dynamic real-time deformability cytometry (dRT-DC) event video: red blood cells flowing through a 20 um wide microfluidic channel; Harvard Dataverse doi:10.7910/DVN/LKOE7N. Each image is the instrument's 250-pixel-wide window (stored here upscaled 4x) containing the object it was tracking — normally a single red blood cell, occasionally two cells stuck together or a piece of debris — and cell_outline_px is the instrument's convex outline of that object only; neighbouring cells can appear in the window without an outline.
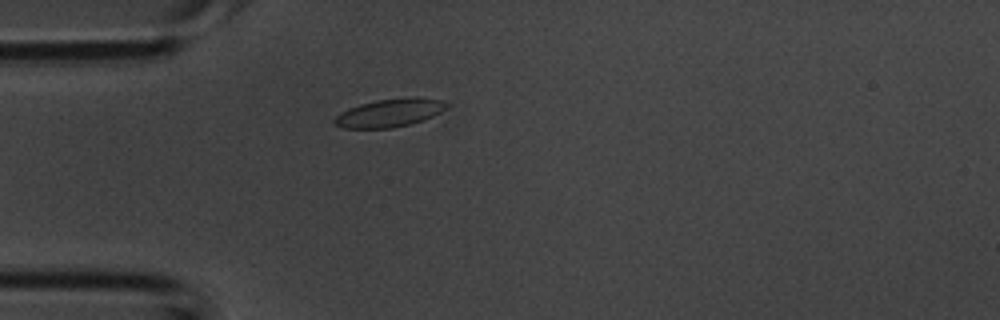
{"species": "common noctule bat (a hibernating species)", "species_latin": "Nyctalus noctula", "temperature_condition": "room temperature", "stored_images_in_passage": 35, "camera_frame_rate_fps": 3000, "um_per_image_px": 0.085, "animal": {"sex": "male", "body_mass_g": 20.1, "forearm_length_mm": 53.5}, "frame": {"image": 1, "passage_image": 4, "time_ms": 1.0, "image_size_px": [1000, 320], "cell_outline_px": [[448, 104], [440, 112], [424, 120], [392, 128], [344, 128], [332, 124], [332, 120], [340, 112], [348, 108], [360, 104], [376, 100], [404, 96], [420, 96], [440, 100]], "centroid_in_image_um": [33.08, 9.57], "position_along_channel_um": 51.9, "area_um2": 18.61}}
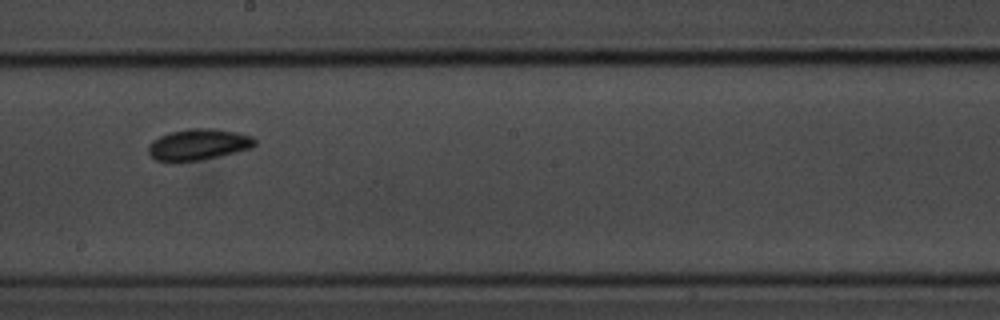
{"frame": {"image": 2, "passage_image": 16, "time_ms": 5.0, "image_size_px": [1000, 320], "cell_outline_px": [[256, 144], [252, 148], [220, 156], [200, 160], [176, 164], [172, 164], [156, 160], [148, 152], [148, 144], [152, 140], [168, 132], [188, 128], [216, 128], [236, 132], [252, 136], [256, 140]], "centroid_in_image_um": [16.82, 12.3], "position_along_channel_um": 231.4, "area_um2": 20.0}}
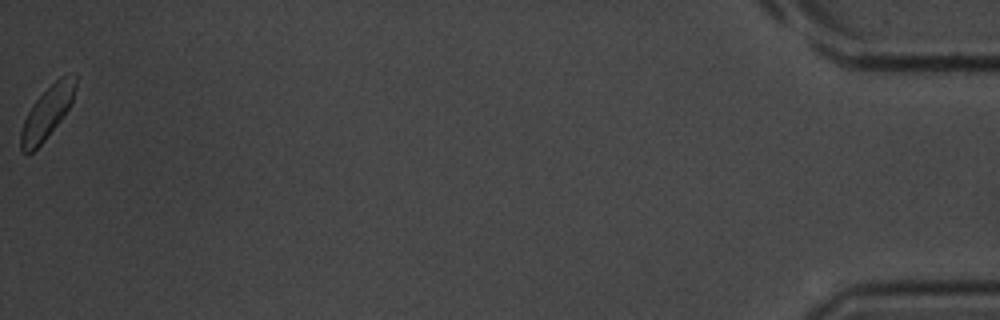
{"frame": {"image": 3, "passage_image": 35, "time_ms": 11.333, "image_size_px": [1000, 320], "cell_outline_px": [[76, 88], [72, 100], [68, 108], [60, 120], [44, 140], [32, 152], [20, 152], [20, 132], [24, 120], [32, 104], [60, 76], [76, 76]], "centroid_in_image_um": [3.97, 9.59], "position_along_channel_um": 431.2, "area_um2": 16.07}}